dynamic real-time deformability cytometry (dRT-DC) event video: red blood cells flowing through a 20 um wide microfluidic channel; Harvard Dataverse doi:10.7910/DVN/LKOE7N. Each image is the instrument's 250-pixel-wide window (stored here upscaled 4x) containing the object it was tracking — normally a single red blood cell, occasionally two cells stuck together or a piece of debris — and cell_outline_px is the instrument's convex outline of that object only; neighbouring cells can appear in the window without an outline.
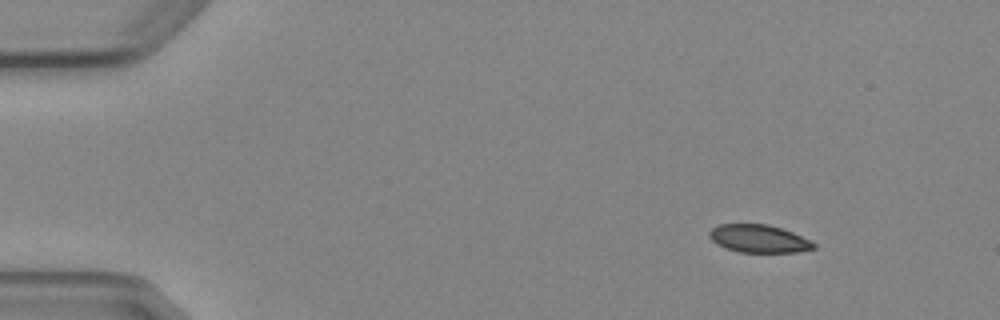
{"species": "Egyptian fruit bat (a non-hibernating species)", "species_latin": "Rousettus aegyptiacus", "temperature_condition": "cold", "stored_images_in_passage": 3, "camera_frame_rate_fps": 3000, "um_per_image_px": 0.085, "animal": {"sex": "female"}, "frame": {"image": 1, "passage_image": 1, "time_ms": 0.0, "image_size_px": [1000, 320], "cell_outline_px": [[816, 248], [796, 252], [740, 252], [716, 244], [708, 236], [708, 232], [712, 228], [720, 224], [768, 224], [792, 232], [812, 240], [816, 244]], "centroid_in_image_um": [64.51, 20.28], "position_along_channel_um": 20.5, "area_um2": 16.94}}
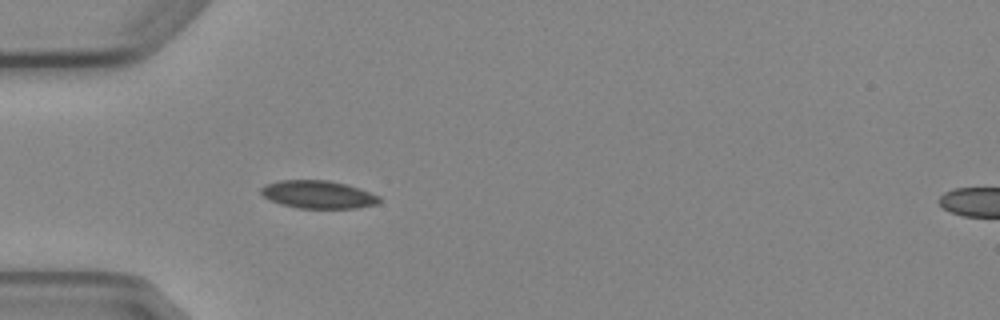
{"frame": {"image": 2, "passage_image": 3, "time_ms": 3.333, "image_size_px": [1000, 320], "cell_outline_px": [[380, 204], [356, 208], [300, 208], [280, 204], [264, 196], [260, 192], [260, 188], [264, 184], [280, 180], [328, 180], [348, 184], [360, 188], [380, 196]], "centroid_in_image_um": [27.07, 16.52], "position_along_channel_um": 57.9, "area_um2": 19.36}}